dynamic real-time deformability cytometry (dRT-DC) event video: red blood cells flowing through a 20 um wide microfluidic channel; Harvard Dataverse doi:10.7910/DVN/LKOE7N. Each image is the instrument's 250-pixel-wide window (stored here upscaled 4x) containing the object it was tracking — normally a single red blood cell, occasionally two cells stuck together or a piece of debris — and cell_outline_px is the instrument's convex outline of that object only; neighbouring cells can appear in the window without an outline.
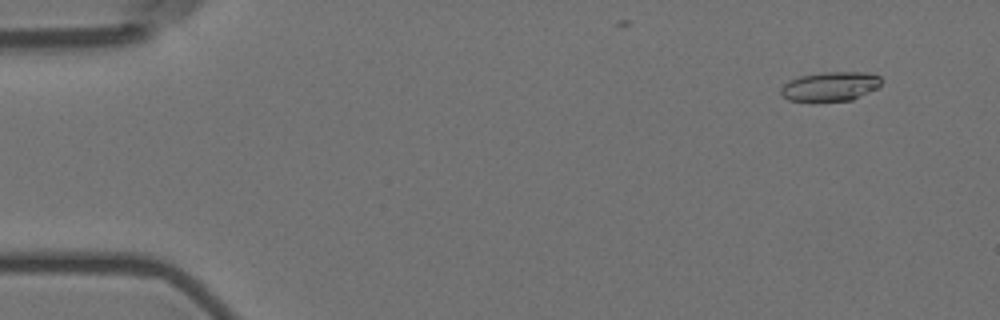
{"species": "Egyptian fruit bat (a non-hibernating species)", "species_latin": "Rousettus aegyptiacus", "temperature_condition": "room temperature", "stored_images_in_passage": 57, "camera_frame_rate_fps": 3000, "um_per_image_px": 0.085, "animal": {"sex": "female"}, "frame": {"image": 1, "passage_image": 5, "time_ms": 1.333, "image_size_px": [1000, 320], "cell_outline_px": [[880, 84], [876, 88], [852, 100], [788, 100], [780, 92], [780, 88], [788, 80], [800, 76], [824, 72], [868, 72], [880, 76]], "centroid_in_image_um": [70.56, 7.32], "position_along_channel_um": 14.4, "area_um2": 16.82}}
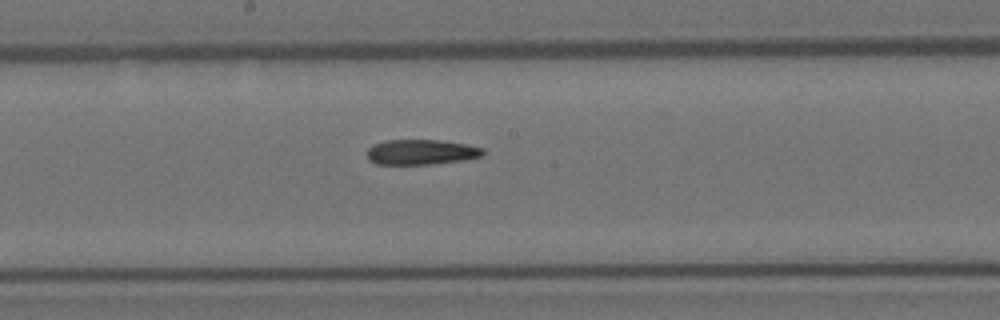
{"frame": {"image": 2, "passage_image": 31, "time_ms": 10.0, "image_size_px": [1000, 320], "cell_outline_px": [[484, 152], [480, 156], [460, 160], [432, 164], [376, 164], [368, 160], [364, 152], [372, 144], [388, 140], [440, 140], [464, 144], [484, 148]], "centroid_in_image_um": [35.7, 12.92], "position_along_channel_um": 212.5, "area_um2": 16.99}}
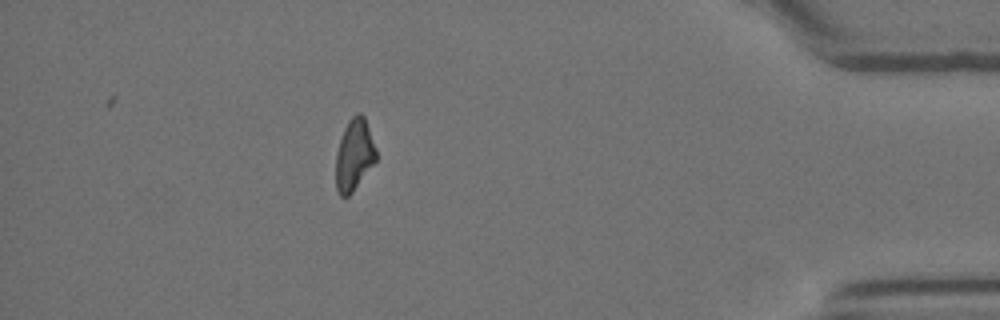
{"frame": {"image": 3, "passage_image": 51, "time_ms": 16.667, "image_size_px": [1000, 320], "cell_outline_px": [[376, 160], [352, 192], [348, 196], [340, 196], [336, 188], [336, 152], [344, 128], [348, 120], [356, 112], [360, 112], [364, 116], [376, 148]], "centroid_in_image_um": [30.1, 13.14], "position_along_channel_um": 405.1, "area_um2": 16.65}, "authors_computed_cell_mechanics": {"area_um2": 17.7446, "velocity_mm_per_s": 3.5968, "shape_relaxation_time_tau1_ms": 8.6693, "shape_relaxation_time_tau2_ms": null, "deformation_change_tau1": 0.2388, "deformation_change_tau2": null}}